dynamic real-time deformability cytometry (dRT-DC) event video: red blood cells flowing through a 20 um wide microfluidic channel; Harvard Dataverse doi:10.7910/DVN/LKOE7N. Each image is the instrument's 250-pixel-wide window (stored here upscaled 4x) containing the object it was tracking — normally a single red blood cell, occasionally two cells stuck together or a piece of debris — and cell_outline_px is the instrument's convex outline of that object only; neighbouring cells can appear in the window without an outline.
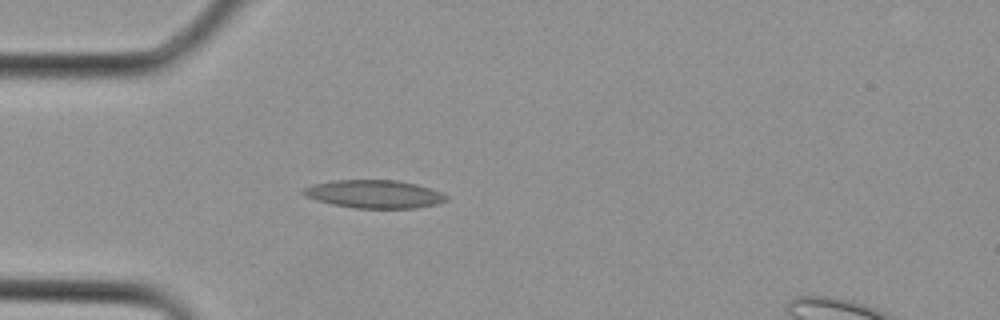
{"species": "Egyptian fruit bat (a non-hibernating species)", "species_latin": "Rousettus aegyptiacus", "temperature_condition": "cold", "stored_images_in_passage": 2, "camera_frame_rate_fps": 3000, "um_per_image_px": 0.085, "animal": {"sex": "female"}, "frame": {"image": 1, "passage_image": 1, "time_ms": 0.0, "image_size_px": [1000, 320], "cell_outline_px": [[448, 200], [436, 204], [416, 208], [352, 208], [332, 204], [316, 200], [304, 196], [300, 192], [304, 188], [312, 184], [332, 180], [396, 180], [416, 184], [440, 192], [448, 196]], "centroid_in_image_um": [31.77, 16.5], "position_along_channel_um": 53.2, "area_um2": 23.47}}